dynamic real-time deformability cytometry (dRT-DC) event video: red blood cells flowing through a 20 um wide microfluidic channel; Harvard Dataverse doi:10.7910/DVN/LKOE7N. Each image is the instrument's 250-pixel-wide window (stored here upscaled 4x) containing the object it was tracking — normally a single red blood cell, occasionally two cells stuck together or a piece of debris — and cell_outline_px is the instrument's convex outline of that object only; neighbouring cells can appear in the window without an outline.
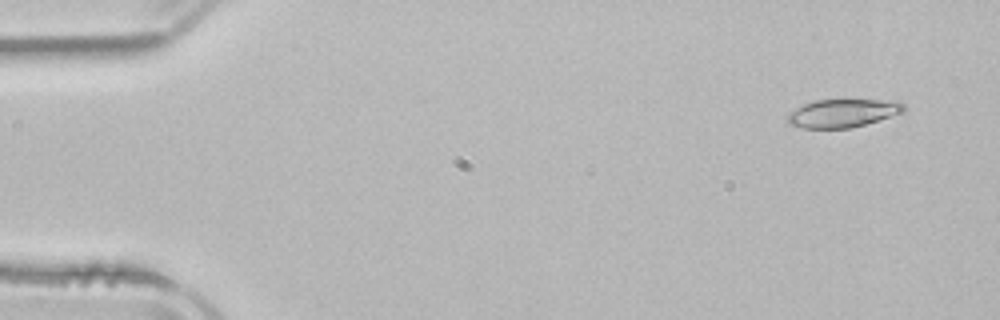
{"species": "common noctule bat (a hibernating species)", "species_latin": "Nyctalus noctula", "temperature_condition": "room temperature", "stored_images_in_passage": 4, "camera_frame_rate_fps": 3000, "um_per_image_px": 0.085, "animal": {"sex": "male", "body_mass_g": 21.5, "forearm_length_mm": 52.0}, "frame": {"image": 1, "passage_image": 1, "time_ms": 0.0, "image_size_px": [1000, 320], "cell_outline_px": [[904, 112], [864, 124], [848, 128], [804, 128], [788, 124], [788, 112], [804, 104], [816, 100], [896, 100], [904, 104]], "centroid_in_image_um": [71.62, 9.61], "position_along_channel_um": 13.4, "area_um2": 18.9}}
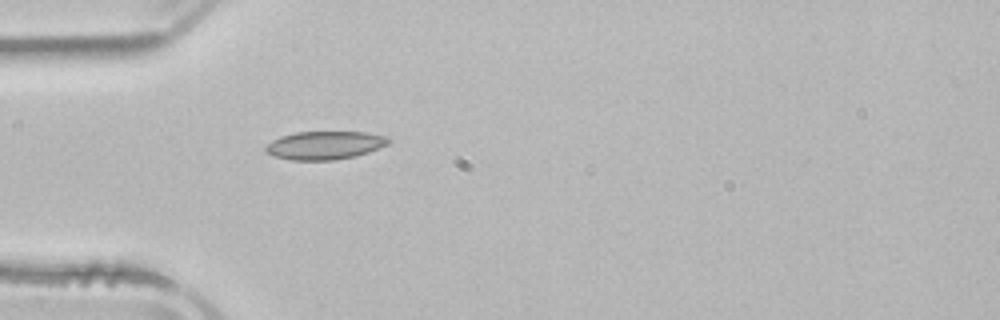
{"frame": {"image": 2, "passage_image": 4, "time_ms": 4.0, "image_size_px": [1000, 320], "cell_outline_px": [[392, 140], [388, 144], [368, 152], [356, 156], [332, 160], [292, 160], [276, 156], [264, 152], [264, 144], [280, 136], [296, 132], [364, 132], [388, 136]], "centroid_in_image_um": [27.59, 12.34], "position_along_channel_um": 57.4, "area_um2": 20.35}}